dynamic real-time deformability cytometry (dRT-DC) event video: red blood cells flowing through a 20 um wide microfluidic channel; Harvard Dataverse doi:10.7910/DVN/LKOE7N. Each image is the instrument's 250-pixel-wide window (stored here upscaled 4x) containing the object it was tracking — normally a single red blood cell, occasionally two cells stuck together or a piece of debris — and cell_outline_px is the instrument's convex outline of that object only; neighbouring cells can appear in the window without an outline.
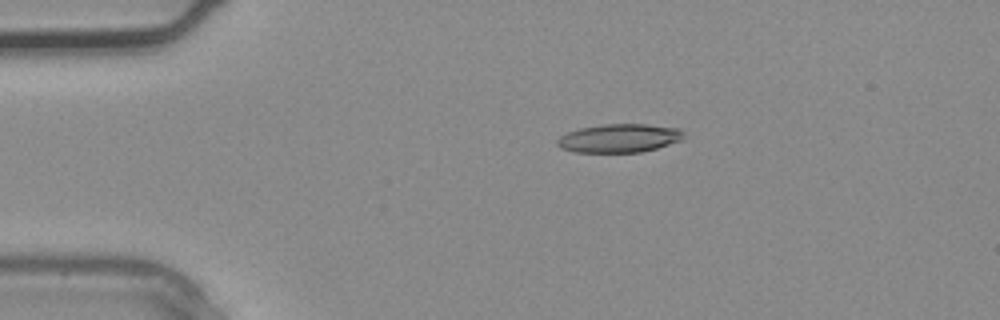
{"species": "common noctule bat (a hibernating species)", "species_latin": "Nyctalus noctula", "temperature_condition": "warm", "stored_images_in_passage": 3, "camera_frame_rate_fps": 3000, "um_per_image_px": 0.085, "animal": {"sex": "male", "body_mass_g": 20.4}, "frame": {"image": 1, "passage_image": 2, "time_ms": 0.333, "image_size_px": [1000, 320], "cell_outline_px": [[684, 136], [680, 140], [656, 148], [640, 152], [576, 152], [560, 148], [556, 144], [556, 140], [560, 136], [568, 132], [580, 128], [600, 124], [644, 124], [680, 128], [684, 132]], "centroid_in_image_um": [52.61, 11.74], "position_along_channel_um": 32.4, "area_um2": 20.98}}
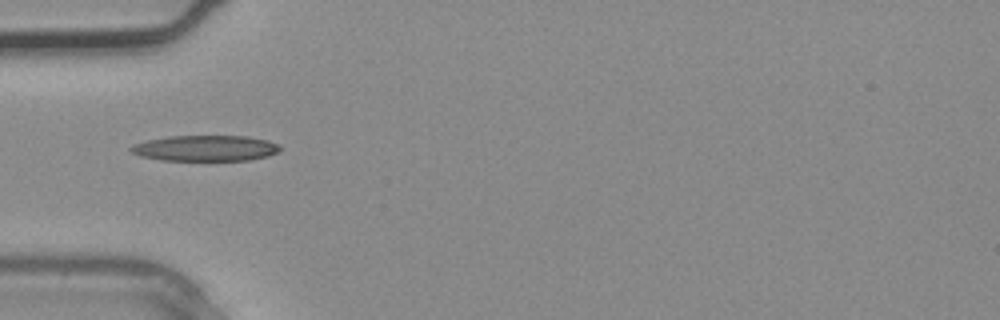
{"frame": {"image": 2, "passage_image": 3, "time_ms": 0.667, "image_size_px": [1000, 320], "cell_outline_px": [[280, 152], [268, 156], [248, 160], [160, 160], [140, 156], [132, 152], [128, 148], [132, 144], [148, 140], [168, 136], [248, 136], [268, 140], [280, 144]], "centroid_in_image_um": [17.47, 12.59], "position_along_channel_um": 67.5, "area_um2": 22.54}}